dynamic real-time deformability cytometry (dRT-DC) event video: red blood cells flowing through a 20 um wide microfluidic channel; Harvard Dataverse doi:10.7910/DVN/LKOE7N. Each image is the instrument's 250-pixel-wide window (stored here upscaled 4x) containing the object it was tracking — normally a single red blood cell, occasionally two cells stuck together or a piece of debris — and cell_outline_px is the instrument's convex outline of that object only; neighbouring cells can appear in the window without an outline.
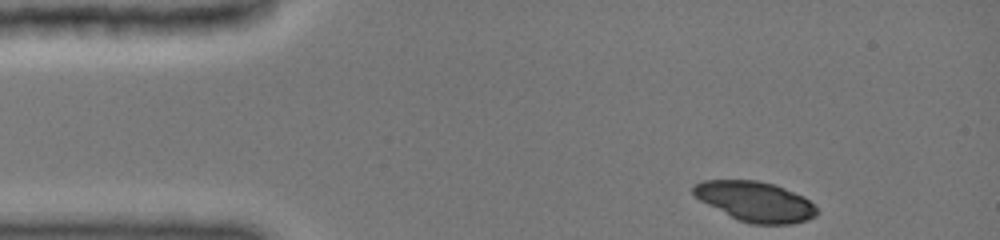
{"species": "common noctule bat (a hibernating species)", "species_latin": "Nyctalus noctula", "temperature_condition": "cold", "stored_images_in_passage": 35, "camera_frame_rate_fps": 3000, "um_per_image_px": 0.085, "animal": {"sex": "female", "body_mass_g": 19.0, "forearm_length_mm": 51.5}, "frame": {"image": 1, "passage_image": 1, "time_ms": 0.0, "image_size_px": [1000, 240], "cell_outline_px": [[820, 212], [816, 216], [808, 220], [792, 224], [752, 224], [740, 220], [700, 200], [692, 192], [692, 184], [704, 180], [756, 180], [776, 184], [804, 196]], "centroid_in_image_um": [64.23, 17.11], "position_along_channel_um": 20.8, "area_um2": 28.73}}
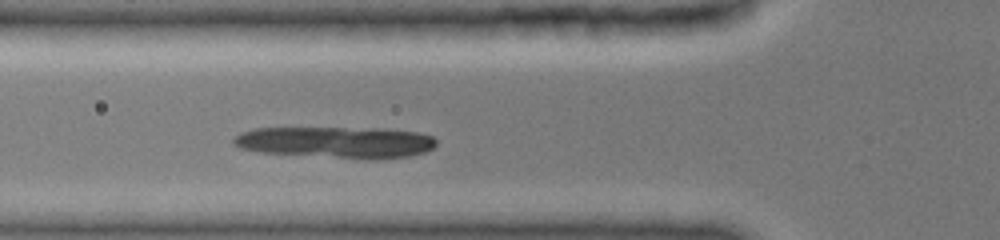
{"frame": {"image": 2, "passage_image": 16, "time_ms": 3.667, "image_size_px": [1000, 240], "cell_outline_px": [[436, 144], [432, 148], [424, 152], [408, 156], [336, 156], [256, 152], [240, 148], [232, 144], [232, 136], [240, 132], [256, 128], [380, 128], [416, 132], [432, 136], [436, 140]], "centroid_in_image_um": [28.44, 12.04], "position_along_channel_um": 97.4, "area_um2": 35.89}}